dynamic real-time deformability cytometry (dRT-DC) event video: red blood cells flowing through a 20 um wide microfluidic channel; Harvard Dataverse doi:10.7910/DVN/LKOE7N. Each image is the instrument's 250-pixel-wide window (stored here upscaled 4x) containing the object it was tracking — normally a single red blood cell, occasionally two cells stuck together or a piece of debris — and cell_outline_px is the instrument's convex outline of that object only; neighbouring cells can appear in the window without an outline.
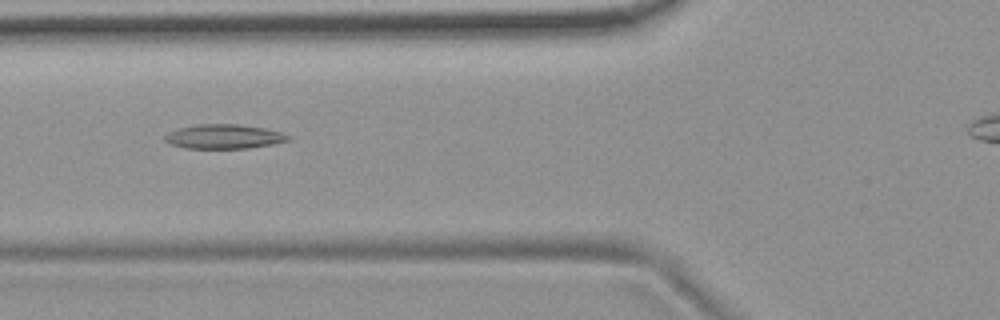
{"species": "common noctule bat (a hibernating species)", "species_latin": "Nyctalus noctula", "temperature_condition": "room temperature", "stored_images_in_passage": 5, "camera_frame_rate_fps": 3000, "um_per_image_px": 0.085, "animal": {"sex": "female", "body_mass_g": 19.9}, "frame": {"image": 1, "passage_image": 3, "time_ms": 0.667, "image_size_px": [1000, 320], "cell_outline_px": [[292, 140], [272, 144], [248, 148], [184, 148], [168, 144], [164, 140], [164, 136], [168, 132], [180, 128], [196, 124], [240, 124], [264, 128], [280, 132], [292, 136]], "centroid_in_image_um": [19.03, 11.61], "position_along_channel_um": 106.8, "area_um2": 17.63}}
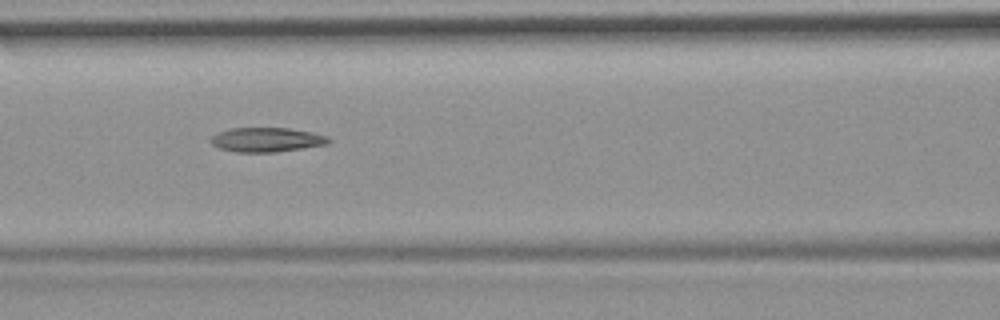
{"frame": {"image": 2, "passage_image": 4, "time_ms": 1.0, "image_size_px": [1000, 320], "cell_outline_px": [[332, 140], [328, 144], [276, 152], [236, 152], [220, 148], [212, 144], [208, 140], [212, 136], [220, 132], [232, 128], [288, 128], [312, 132], [328, 136]], "centroid_in_image_um": [22.68, 11.88], "position_along_channel_um": 143.9, "area_um2": 16.7}}
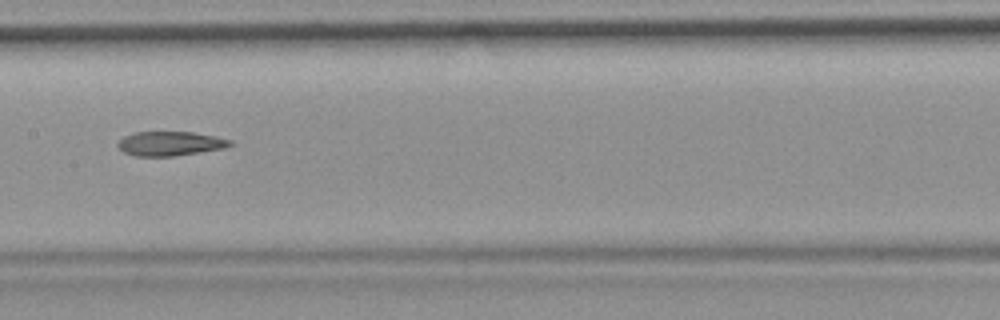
{"frame": {"image": 3, "passage_image": 5, "time_ms": 1.333, "image_size_px": [1000, 320], "cell_outline_px": [[232, 144], [224, 148], [172, 156], [136, 156], [124, 152], [116, 144], [124, 136], [136, 132], [192, 132], [216, 136], [232, 140]], "centroid_in_image_um": [14.46, 12.2], "position_along_channel_um": 192.9, "area_um2": 15.72}}